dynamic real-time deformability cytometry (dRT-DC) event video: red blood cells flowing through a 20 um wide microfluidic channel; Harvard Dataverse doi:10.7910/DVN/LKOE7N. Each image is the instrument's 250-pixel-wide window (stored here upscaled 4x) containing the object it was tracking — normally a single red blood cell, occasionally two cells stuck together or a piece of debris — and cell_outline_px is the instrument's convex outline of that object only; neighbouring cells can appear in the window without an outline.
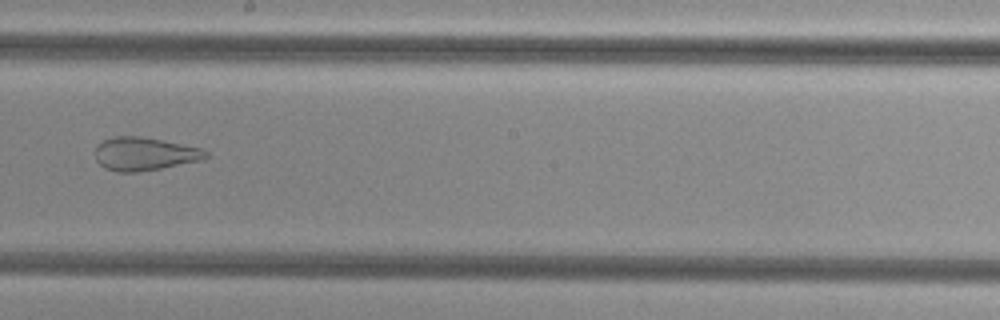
{"species": "common noctule bat (a hibernating species)", "species_latin": "Nyctalus noctula", "temperature_condition": "cold", "stored_images_in_passage": 41, "camera_frame_rate_fps": 3000, "um_per_image_px": 0.085, "animal": {"sex": "female", "body_mass_g": 29.2, "forearm_length_mm": 56.3}, "frame": {"image": 1, "passage_image": 19, "time_ms": 6.0, "image_size_px": [1000, 320], "cell_outline_px": [[208, 156], [204, 160], [160, 168], [136, 172], [116, 172], [104, 168], [96, 160], [92, 152], [104, 140], [116, 136], [140, 136], [200, 148], [208, 152]], "centroid_in_image_um": [12.25, 13.09], "position_along_channel_um": 236.0, "area_um2": 21.33}}
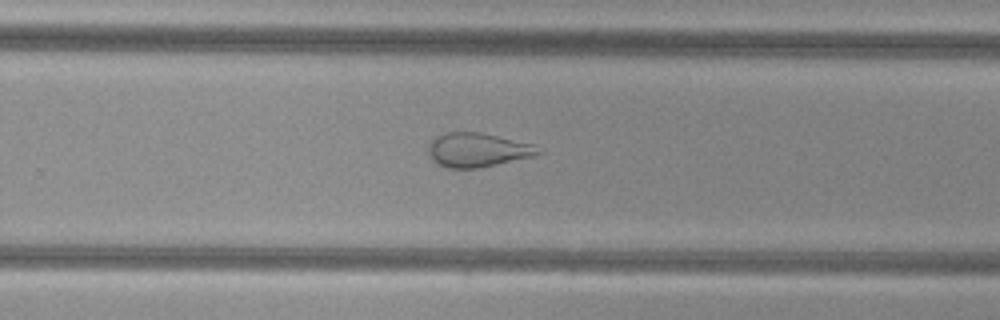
{"frame": {"image": 2, "passage_image": 23, "time_ms": 7.333, "image_size_px": [1000, 320], "cell_outline_px": [[544, 152], [532, 156], [480, 168], [448, 168], [432, 160], [428, 152], [428, 148], [432, 140], [436, 136], [444, 132], [480, 132], [532, 144]], "centroid_in_image_um": [40.56, 12.74], "position_along_channel_um": 289.2, "area_um2": 21.62}}
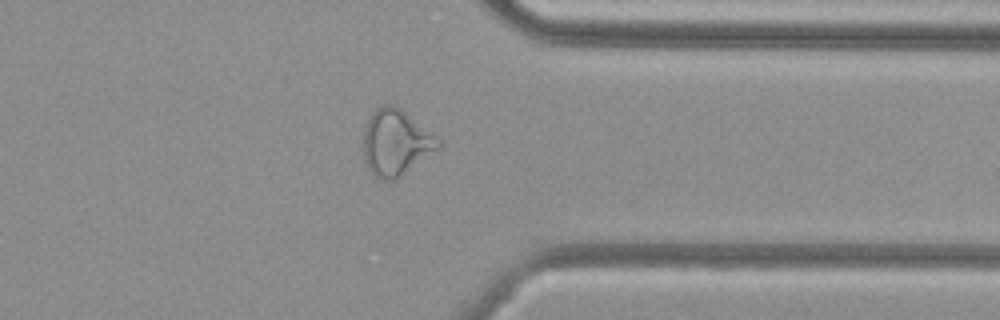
{"frame": {"image": 3, "passage_image": 30, "time_ms": 9.667, "image_size_px": [1000, 320], "cell_outline_px": [[444, 144], [440, 148], [396, 180], [384, 180], [372, 176], [368, 168], [364, 156], [364, 128], [372, 112], [376, 108], [384, 104], [392, 104], [400, 108], [440, 140]], "centroid_in_image_um": [33.64, 12.14], "position_along_channel_um": 377.8, "area_um2": 28.73}}